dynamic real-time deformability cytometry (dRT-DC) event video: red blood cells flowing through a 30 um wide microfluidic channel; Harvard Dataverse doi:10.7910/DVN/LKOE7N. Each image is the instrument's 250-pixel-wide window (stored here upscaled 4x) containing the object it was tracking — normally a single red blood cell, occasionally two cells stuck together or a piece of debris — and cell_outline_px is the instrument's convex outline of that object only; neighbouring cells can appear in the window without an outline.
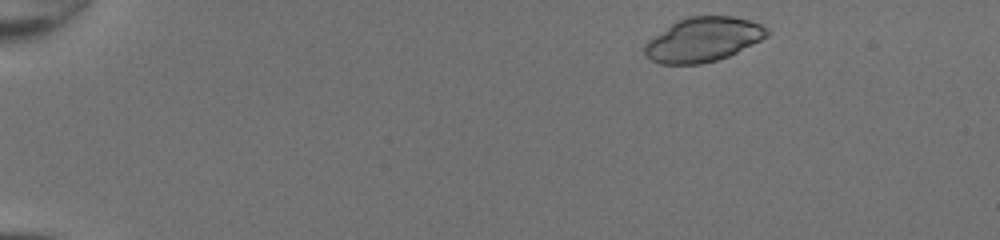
{"species": "common noctule bat (a hibernating species)", "species_latin": "Nyctalus noctula", "temperature_condition": "room temperature", "stored_images_in_passage": 44, "camera_frame_rate_fps": 3000, "um_per_image_px": 0.085, "animal": {"sex": "female", "body_mass_g": 20.0, "forearm_length_mm": 54.0}, "frame": {"image": 1, "passage_image": 2, "time_ms": 0.333, "image_size_px": [1000, 240], "cell_outline_px": [[772, 32], [768, 36], [728, 56], [716, 60], [700, 64], [660, 64], [644, 56], [644, 44], [648, 40], [676, 20], [688, 16], [732, 16], [748, 20], [760, 24], [768, 28]], "centroid_in_image_um": [59.75, 3.36], "position_along_channel_um": 25.3, "area_um2": 31.62}}